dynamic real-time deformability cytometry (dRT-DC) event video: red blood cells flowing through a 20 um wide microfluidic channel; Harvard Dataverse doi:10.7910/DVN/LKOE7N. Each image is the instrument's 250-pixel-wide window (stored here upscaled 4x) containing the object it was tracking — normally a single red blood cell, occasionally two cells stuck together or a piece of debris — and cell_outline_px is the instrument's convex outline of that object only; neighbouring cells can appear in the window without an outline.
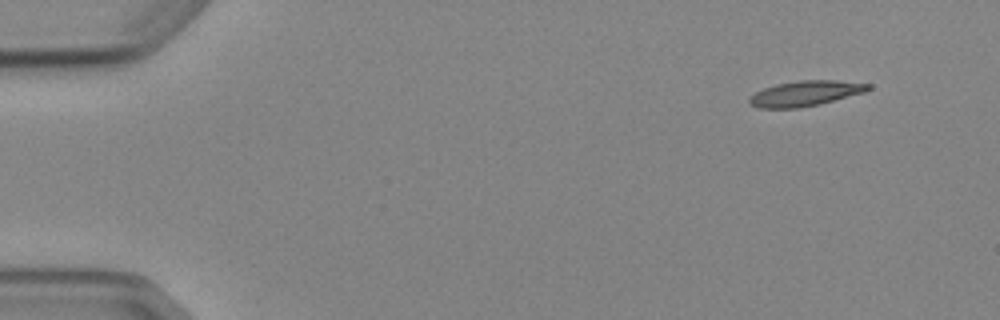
{"species": "Egyptian fruit bat (a non-hibernating species)", "species_latin": "Rousettus aegyptiacus", "temperature_condition": "cold", "stored_images_in_passage": 4, "camera_frame_rate_fps": 3000, "um_per_image_px": 0.085, "animal": {"sex": "female"}, "frame": {"image": 1, "passage_image": 1, "time_ms": 0.0, "image_size_px": [1000, 320], "cell_outline_px": [[872, 88], [864, 92], [820, 104], [800, 108], [756, 108], [748, 104], [748, 96], [764, 88], [776, 84], [800, 80], [836, 80], [872, 84]], "centroid_in_image_um": [68.42, 7.94], "position_along_channel_um": 16.6, "area_um2": 17.69}}
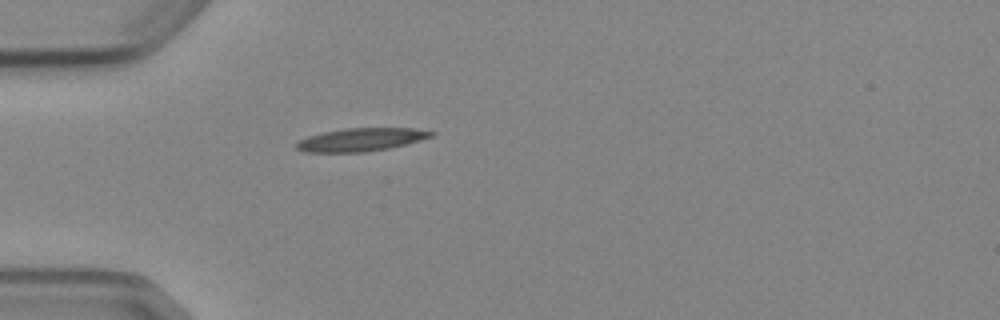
{"frame": {"image": 2, "passage_image": 4, "time_ms": 3.667, "image_size_px": [1000, 320], "cell_outline_px": [[436, 136], [388, 148], [364, 152], [304, 152], [296, 148], [296, 140], [308, 136], [324, 132], [344, 128], [412, 128], [436, 132]], "centroid_in_image_um": [30.67, 11.86], "position_along_channel_um": 54.3, "area_um2": 18.15}}